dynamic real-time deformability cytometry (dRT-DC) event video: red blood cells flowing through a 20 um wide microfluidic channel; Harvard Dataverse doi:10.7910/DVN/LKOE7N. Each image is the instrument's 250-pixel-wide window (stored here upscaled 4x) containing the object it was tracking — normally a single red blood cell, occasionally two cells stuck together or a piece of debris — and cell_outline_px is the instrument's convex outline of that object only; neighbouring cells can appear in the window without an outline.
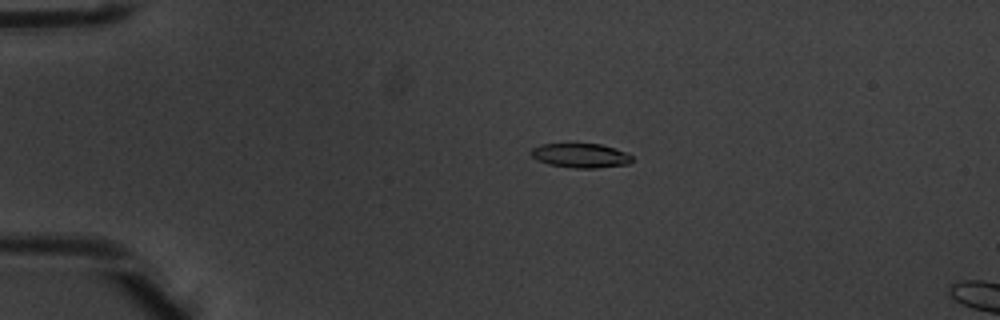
{"species": "common noctule bat (a hibernating species)", "species_latin": "Nyctalus noctula", "temperature_condition": "warm", "stored_images_in_passage": 5, "camera_frame_rate_fps": 3000, "um_per_image_px": 0.085, "animal": {"sex": "male", "body_mass_g": 20.1, "forearm_length_mm": 53.5}, "frame": {"image": 1, "passage_image": 3, "time_ms": 0.667, "image_size_px": [1000, 320], "cell_outline_px": [[632, 160], [628, 164], [596, 168], [572, 168], [548, 164], [536, 160], [528, 152], [532, 148], [540, 144], [600, 144], [624, 152], [632, 156]], "centroid_in_image_um": [49.28, 13.23], "position_along_channel_um": 35.7, "area_um2": 14.28}}